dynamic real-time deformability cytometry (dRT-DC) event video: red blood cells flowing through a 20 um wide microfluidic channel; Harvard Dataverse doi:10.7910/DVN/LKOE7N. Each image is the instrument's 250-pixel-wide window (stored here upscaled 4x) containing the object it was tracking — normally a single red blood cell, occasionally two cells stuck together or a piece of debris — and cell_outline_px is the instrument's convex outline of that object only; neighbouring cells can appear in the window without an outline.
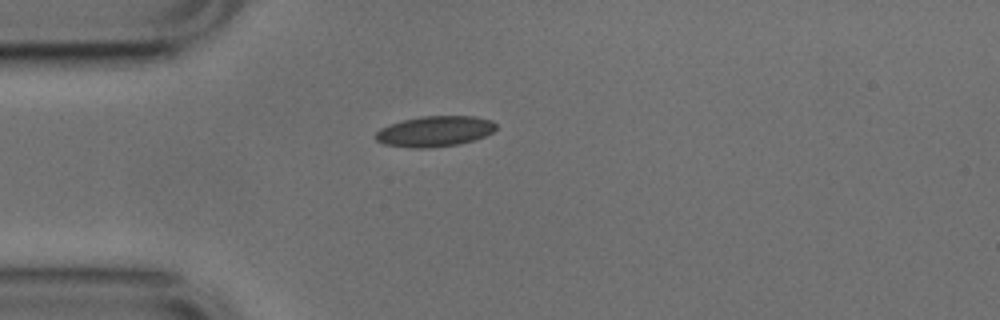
{"species": "common noctule bat (a hibernating species)", "species_latin": "Nyctalus noctula", "temperature_condition": "cold", "stored_images_in_passage": 40, "camera_frame_rate_fps": 3000, "um_per_image_px": 0.085, "animal": {"sex": "male", "body_mass_g": 17.9, "forearm_length_mm": 54.2}, "frame": {"image": 1, "passage_image": 1, "time_ms": 0.0, "image_size_px": [1000, 320], "cell_outline_px": [[496, 128], [492, 132], [484, 136], [472, 140], [456, 144], [428, 148], [412, 148], [384, 144], [376, 140], [376, 132], [380, 128], [404, 120], [420, 116], [476, 116], [492, 120], [496, 124]], "centroid_in_image_um": [36.96, 11.15], "position_along_channel_um": 48.0, "area_um2": 21.27}}
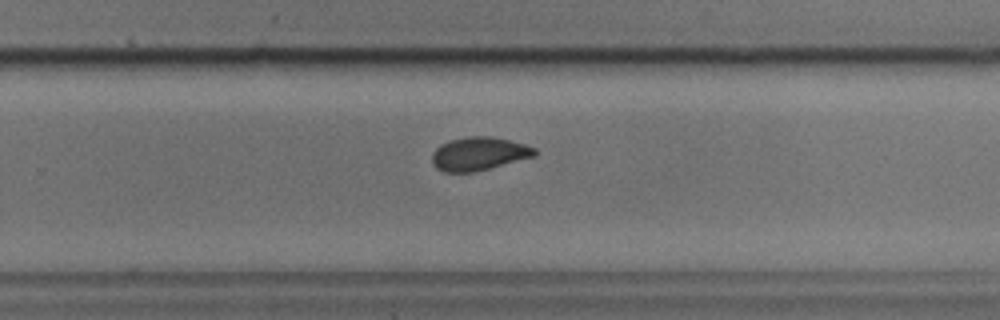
{"frame": {"image": 2, "passage_image": 21, "time_ms": 6.667, "image_size_px": [1000, 320], "cell_outline_px": [[536, 156], [472, 172], [444, 172], [436, 168], [432, 160], [432, 152], [440, 144], [448, 140], [468, 136], [492, 136], [524, 144], [536, 148]], "centroid_in_image_um": [40.68, 13.05], "position_along_channel_um": 289.1, "area_um2": 19.88}}
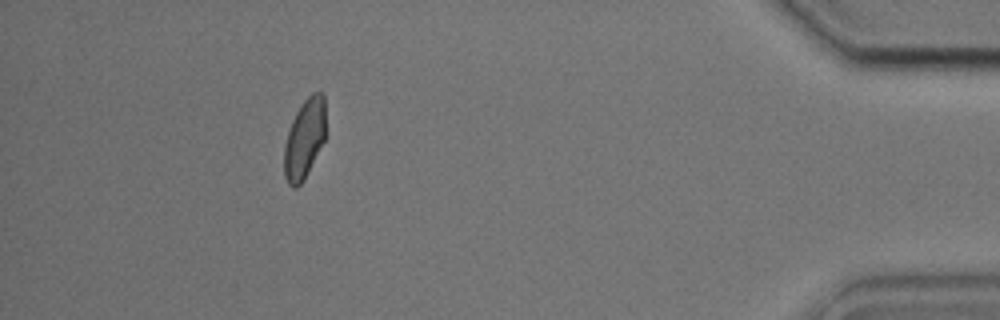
{"frame": {"image": 3, "passage_image": 35, "time_ms": 11.333, "image_size_px": [1000, 320], "cell_outline_px": [[324, 140], [304, 180], [296, 188], [292, 188], [288, 184], [284, 176], [284, 144], [292, 120], [300, 104], [312, 92], [324, 92]], "centroid_in_image_um": [25.86, 11.8], "position_along_channel_um": 409.3, "area_um2": 19.19}, "authors_computed_cell_mechanics": {"area_um2": 20.0277, "velocity_mm_per_s": 3.7855, "shape_relaxation_time_tau1_ms": 4.1639, "shape_relaxation_time_tau2_ms": 1.9486, "deformation_change_tau1": 0.1098, "deformation_change_tau2": 0.0576}}